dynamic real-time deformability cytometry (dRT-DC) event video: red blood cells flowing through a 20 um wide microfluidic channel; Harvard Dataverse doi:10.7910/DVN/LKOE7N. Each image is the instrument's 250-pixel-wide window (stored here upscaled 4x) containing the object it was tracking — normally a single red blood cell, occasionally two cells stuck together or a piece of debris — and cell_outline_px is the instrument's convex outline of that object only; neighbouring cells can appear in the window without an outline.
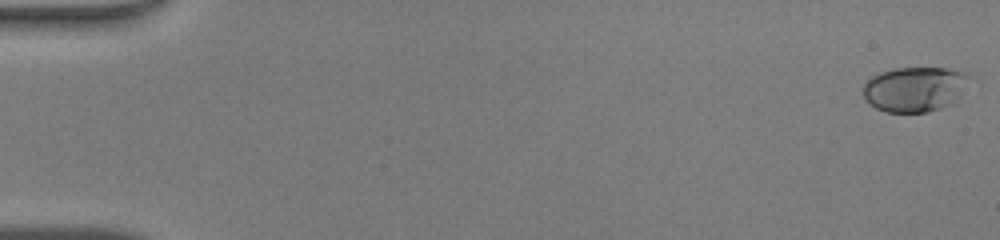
{"species": "human", "species_latin": "Homo sapiens", "temperature_condition": "warm", "stored_images_in_passage": 49, "camera_frame_rate_fps": 3000, "um_per_image_px": 0.085, "donor": {"sex": "male"}, "frame": {"image": 1, "passage_image": 1, "time_ms": 0.0, "image_size_px": [1000, 240], "cell_outline_px": [[972, 76], [956, 104], [928, 112], [888, 112], [876, 108], [864, 96], [864, 84], [872, 76], [880, 72], [896, 68], [944, 68], [968, 72]], "centroid_in_image_um": [77.84, 7.57], "position_along_channel_um": 7.2, "area_um2": 28.15}}
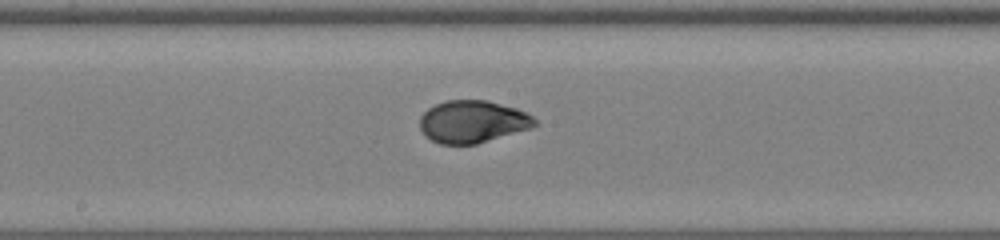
{"frame": {"image": 2, "passage_image": 27, "time_ms": 8.667, "image_size_px": [1000, 240], "cell_outline_px": [[540, 124], [532, 128], [476, 144], [440, 144], [424, 136], [420, 128], [420, 116], [428, 108], [444, 100], [488, 100], [516, 108], [532, 116]], "centroid_in_image_um": [40.17, 10.34], "position_along_channel_um": 208.0, "area_um2": 28.55}}
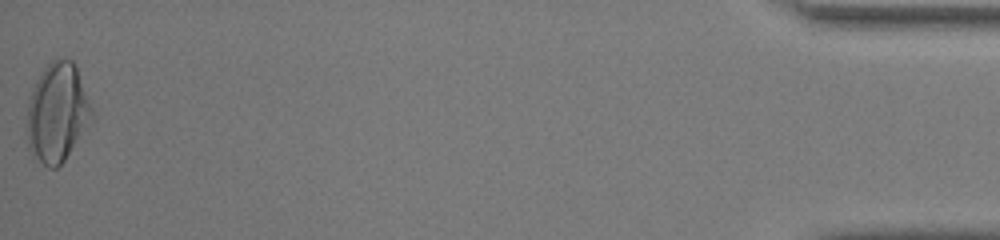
{"frame": {"image": 3, "passage_image": 49, "time_ms": 16.0, "image_size_px": [1000, 240], "cell_outline_px": [[92, 124], [64, 160], [56, 168], [48, 168], [28, 148], [28, 104], [32, 88], [36, 80], [44, 68], [52, 60], [72, 60], [76, 68], [92, 108]], "centroid_in_image_um": [4.89, 9.59], "position_along_channel_um": 430.3, "area_um2": 36.88}, "authors_computed_cell_mechanics": {"area_um2": 28.5532, "velocity_mm_per_s": 4.3135, "shape_relaxation_time_tau1_ms": 4.3583, "shape_relaxation_time_tau2_ms": null, "deformation_change_tau1": 0.1901, "deformation_change_tau2": null}}